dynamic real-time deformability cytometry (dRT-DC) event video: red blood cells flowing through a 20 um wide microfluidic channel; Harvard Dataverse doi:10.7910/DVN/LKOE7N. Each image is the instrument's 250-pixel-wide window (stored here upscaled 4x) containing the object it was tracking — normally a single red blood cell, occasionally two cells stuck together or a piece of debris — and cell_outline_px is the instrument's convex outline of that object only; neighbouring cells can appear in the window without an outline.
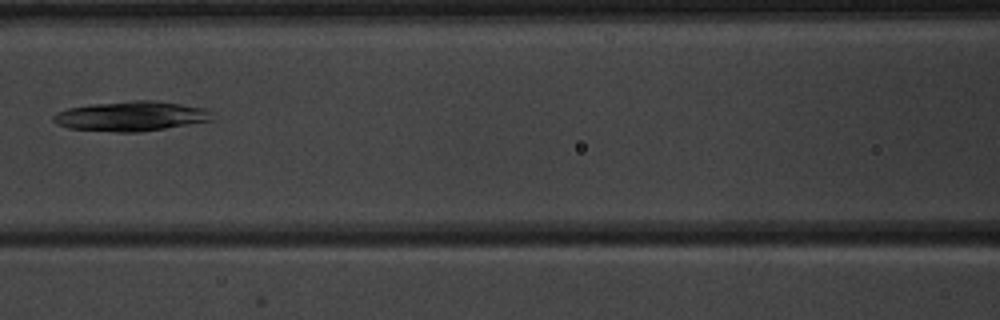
{"species": "common noctule bat (a hibernating species)", "species_latin": "Nyctalus noctula", "temperature_condition": "warm", "stored_images_in_passage": 4, "camera_frame_rate_fps": 3000, "um_per_image_px": 0.085, "animal": {"sex": "male", "body_mass_g": 20.1, "forearm_length_mm": 53.5}, "frame": {"image": 1, "passage_image": 4, "time_ms": 4.333, "image_size_px": [1000, 320], "cell_outline_px": [[212, 120], [140, 132], [112, 132], [68, 128], [56, 124], [52, 120], [52, 116], [56, 112], [68, 108], [92, 104], [132, 100], [152, 100], [180, 104], [204, 108], [208, 112]], "centroid_in_image_um": [11.04, 9.87], "position_along_channel_um": 155.6, "area_um2": 27.34}}